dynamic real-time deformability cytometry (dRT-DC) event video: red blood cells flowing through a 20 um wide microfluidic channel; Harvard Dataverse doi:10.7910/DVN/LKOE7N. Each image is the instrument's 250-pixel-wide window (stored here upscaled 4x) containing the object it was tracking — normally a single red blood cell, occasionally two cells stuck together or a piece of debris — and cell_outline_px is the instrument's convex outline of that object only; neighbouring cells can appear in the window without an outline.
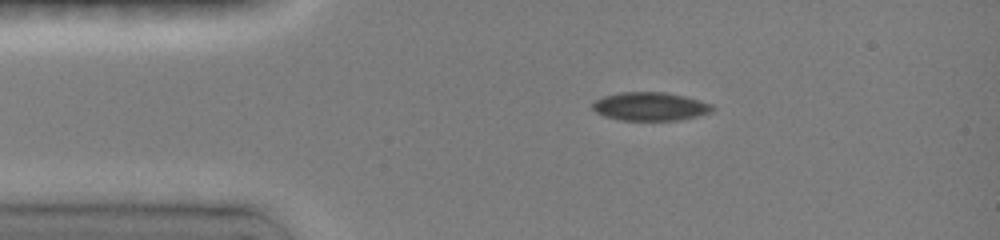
{"species": "common noctule bat (a hibernating species)", "species_latin": "Nyctalus noctula", "temperature_condition": "room temperature", "stored_images_in_passage": 58, "camera_frame_rate_fps": 3000, "um_per_image_px": 0.085, "animal": {"sex": "female", "body_mass_g": 19.0, "forearm_length_mm": 51.5}, "frame": {"image": 1, "passage_image": 1, "time_ms": 0.0, "image_size_px": [1000, 240], "cell_outline_px": [[716, 108], [712, 112], [680, 120], [620, 120], [604, 116], [596, 112], [592, 108], [592, 104], [596, 100], [604, 96], [620, 92], [664, 92], [684, 96], [700, 100], [712, 104]], "centroid_in_image_um": [55.28, 9.05], "position_along_channel_um": 29.7, "area_um2": 19.88}}
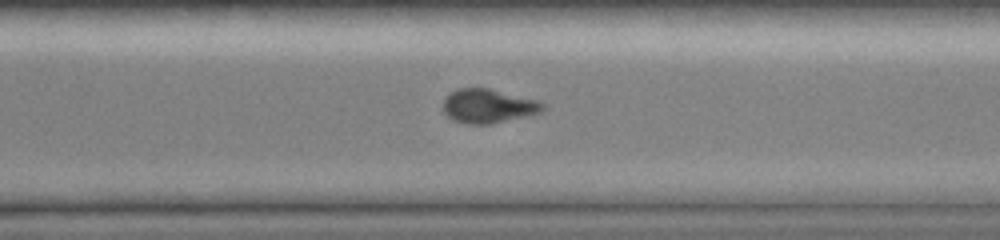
{"frame": {"image": 2, "passage_image": 38, "time_ms": 8.333, "image_size_px": [1000, 240], "cell_outline_px": [[544, 108], [540, 112], [492, 124], [468, 124], [452, 120], [444, 112], [444, 100], [456, 88], [488, 88], [540, 100], [544, 104]], "centroid_in_image_um": [41.51, 9.01], "position_along_channel_um": 329.1, "area_um2": 19.65}}
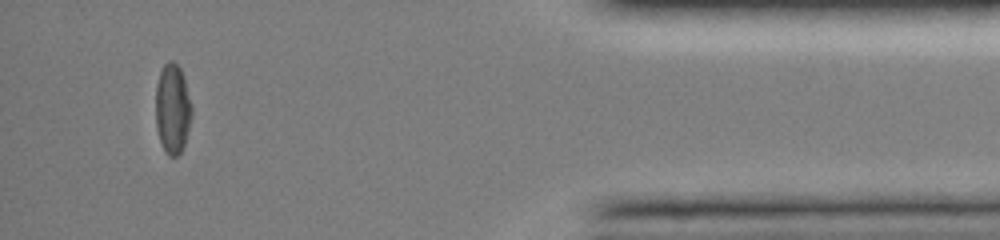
{"frame": {"image": 3, "passage_image": 53, "time_ms": 11.667, "image_size_px": [1000, 240], "cell_outline_px": [[192, 116], [184, 144], [180, 152], [176, 156], [168, 156], [160, 140], [156, 128], [156, 84], [160, 72], [164, 64], [168, 60], [172, 60], [180, 68], [184, 76], [192, 104]], "centroid_in_image_um": [14.67, 9.21], "position_along_channel_um": 420.5, "area_um2": 18.96}, "authors_computed_cell_mechanics": {"area_um2": 20.2589, "velocity_mm_per_s": 4.059, "shape_relaxation_time_tau1_ms": 4.3722, "shape_relaxation_time_tau2_ms": 4.5065, "deformation_change_tau1": 0.1247, "deformation_change_tau2": 0.0746}}